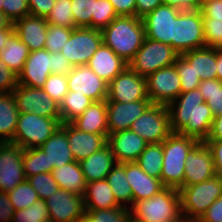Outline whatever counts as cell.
Listing matches in <instances>:
<instances>
[{
  "mask_svg": "<svg viewBox=\"0 0 222 222\" xmlns=\"http://www.w3.org/2000/svg\"><path fill=\"white\" fill-rule=\"evenodd\" d=\"M167 108L172 133L193 137L199 142L209 138L214 115L198 88L180 93Z\"/></svg>",
  "mask_w": 222,
  "mask_h": 222,
  "instance_id": "1",
  "label": "cell"
},
{
  "mask_svg": "<svg viewBox=\"0 0 222 222\" xmlns=\"http://www.w3.org/2000/svg\"><path fill=\"white\" fill-rule=\"evenodd\" d=\"M102 42L129 63L142 46L145 28L136 16H118L101 30Z\"/></svg>",
  "mask_w": 222,
  "mask_h": 222,
  "instance_id": "2",
  "label": "cell"
},
{
  "mask_svg": "<svg viewBox=\"0 0 222 222\" xmlns=\"http://www.w3.org/2000/svg\"><path fill=\"white\" fill-rule=\"evenodd\" d=\"M129 209L131 219L138 222H181L183 219L180 193L173 187H164L151 198L136 201Z\"/></svg>",
  "mask_w": 222,
  "mask_h": 222,
  "instance_id": "3",
  "label": "cell"
},
{
  "mask_svg": "<svg viewBox=\"0 0 222 222\" xmlns=\"http://www.w3.org/2000/svg\"><path fill=\"white\" fill-rule=\"evenodd\" d=\"M199 141L193 137L171 133L163 142L161 182L165 187H183L186 157Z\"/></svg>",
  "mask_w": 222,
  "mask_h": 222,
  "instance_id": "4",
  "label": "cell"
},
{
  "mask_svg": "<svg viewBox=\"0 0 222 222\" xmlns=\"http://www.w3.org/2000/svg\"><path fill=\"white\" fill-rule=\"evenodd\" d=\"M181 212L185 219H200L206 210L222 195V178L215 176L201 183L179 189Z\"/></svg>",
  "mask_w": 222,
  "mask_h": 222,
  "instance_id": "5",
  "label": "cell"
},
{
  "mask_svg": "<svg viewBox=\"0 0 222 222\" xmlns=\"http://www.w3.org/2000/svg\"><path fill=\"white\" fill-rule=\"evenodd\" d=\"M61 124V119L41 117L33 112L19 113L14 138L11 142L23 149L40 147Z\"/></svg>",
  "mask_w": 222,
  "mask_h": 222,
  "instance_id": "6",
  "label": "cell"
},
{
  "mask_svg": "<svg viewBox=\"0 0 222 222\" xmlns=\"http://www.w3.org/2000/svg\"><path fill=\"white\" fill-rule=\"evenodd\" d=\"M179 55L170 45L145 37L142 46L128 63V67L147 78L158 69L173 65Z\"/></svg>",
  "mask_w": 222,
  "mask_h": 222,
  "instance_id": "7",
  "label": "cell"
},
{
  "mask_svg": "<svg viewBox=\"0 0 222 222\" xmlns=\"http://www.w3.org/2000/svg\"><path fill=\"white\" fill-rule=\"evenodd\" d=\"M206 47L200 10H181L174 20L173 49L184 52Z\"/></svg>",
  "mask_w": 222,
  "mask_h": 222,
  "instance_id": "8",
  "label": "cell"
},
{
  "mask_svg": "<svg viewBox=\"0 0 222 222\" xmlns=\"http://www.w3.org/2000/svg\"><path fill=\"white\" fill-rule=\"evenodd\" d=\"M130 130L148 144L163 142L172 133L167 105L151 104L133 122Z\"/></svg>",
  "mask_w": 222,
  "mask_h": 222,
  "instance_id": "9",
  "label": "cell"
},
{
  "mask_svg": "<svg viewBox=\"0 0 222 222\" xmlns=\"http://www.w3.org/2000/svg\"><path fill=\"white\" fill-rule=\"evenodd\" d=\"M102 43L101 30L77 27L60 52L74 67L87 65Z\"/></svg>",
  "mask_w": 222,
  "mask_h": 222,
  "instance_id": "10",
  "label": "cell"
},
{
  "mask_svg": "<svg viewBox=\"0 0 222 222\" xmlns=\"http://www.w3.org/2000/svg\"><path fill=\"white\" fill-rule=\"evenodd\" d=\"M19 113L33 112L35 115L61 119L59 104L42 88L17 85L12 91Z\"/></svg>",
  "mask_w": 222,
  "mask_h": 222,
  "instance_id": "11",
  "label": "cell"
},
{
  "mask_svg": "<svg viewBox=\"0 0 222 222\" xmlns=\"http://www.w3.org/2000/svg\"><path fill=\"white\" fill-rule=\"evenodd\" d=\"M149 100L145 77L127 67L108 84L106 102H135Z\"/></svg>",
  "mask_w": 222,
  "mask_h": 222,
  "instance_id": "12",
  "label": "cell"
},
{
  "mask_svg": "<svg viewBox=\"0 0 222 222\" xmlns=\"http://www.w3.org/2000/svg\"><path fill=\"white\" fill-rule=\"evenodd\" d=\"M147 93L152 104L168 105L181 93V82L175 65L158 69L147 78Z\"/></svg>",
  "mask_w": 222,
  "mask_h": 222,
  "instance_id": "13",
  "label": "cell"
},
{
  "mask_svg": "<svg viewBox=\"0 0 222 222\" xmlns=\"http://www.w3.org/2000/svg\"><path fill=\"white\" fill-rule=\"evenodd\" d=\"M24 149L12 142H0V191L9 192L26 180Z\"/></svg>",
  "mask_w": 222,
  "mask_h": 222,
  "instance_id": "14",
  "label": "cell"
},
{
  "mask_svg": "<svg viewBox=\"0 0 222 222\" xmlns=\"http://www.w3.org/2000/svg\"><path fill=\"white\" fill-rule=\"evenodd\" d=\"M178 8L161 4L151 13L142 18L145 37L158 41L173 48L174 20L179 15Z\"/></svg>",
  "mask_w": 222,
  "mask_h": 222,
  "instance_id": "15",
  "label": "cell"
},
{
  "mask_svg": "<svg viewBox=\"0 0 222 222\" xmlns=\"http://www.w3.org/2000/svg\"><path fill=\"white\" fill-rule=\"evenodd\" d=\"M215 176L211 150L205 142H198L187 154L183 187L201 183Z\"/></svg>",
  "mask_w": 222,
  "mask_h": 222,
  "instance_id": "16",
  "label": "cell"
},
{
  "mask_svg": "<svg viewBox=\"0 0 222 222\" xmlns=\"http://www.w3.org/2000/svg\"><path fill=\"white\" fill-rule=\"evenodd\" d=\"M51 222H77L85 215L83 197L59 188L46 199Z\"/></svg>",
  "mask_w": 222,
  "mask_h": 222,
  "instance_id": "17",
  "label": "cell"
},
{
  "mask_svg": "<svg viewBox=\"0 0 222 222\" xmlns=\"http://www.w3.org/2000/svg\"><path fill=\"white\" fill-rule=\"evenodd\" d=\"M68 90L85 95L94 102L107 100L108 83L98 77L87 65L75 66L67 75Z\"/></svg>",
  "mask_w": 222,
  "mask_h": 222,
  "instance_id": "18",
  "label": "cell"
},
{
  "mask_svg": "<svg viewBox=\"0 0 222 222\" xmlns=\"http://www.w3.org/2000/svg\"><path fill=\"white\" fill-rule=\"evenodd\" d=\"M50 67H52L51 52L46 49L31 51L18 75V84L42 88L51 74Z\"/></svg>",
  "mask_w": 222,
  "mask_h": 222,
  "instance_id": "19",
  "label": "cell"
},
{
  "mask_svg": "<svg viewBox=\"0 0 222 222\" xmlns=\"http://www.w3.org/2000/svg\"><path fill=\"white\" fill-rule=\"evenodd\" d=\"M150 100L135 102H107V120L109 135L129 130L133 122L151 105Z\"/></svg>",
  "mask_w": 222,
  "mask_h": 222,
  "instance_id": "20",
  "label": "cell"
},
{
  "mask_svg": "<svg viewBox=\"0 0 222 222\" xmlns=\"http://www.w3.org/2000/svg\"><path fill=\"white\" fill-rule=\"evenodd\" d=\"M107 144L117 163H124L135 162L148 143L129 129L108 135Z\"/></svg>",
  "mask_w": 222,
  "mask_h": 222,
  "instance_id": "21",
  "label": "cell"
},
{
  "mask_svg": "<svg viewBox=\"0 0 222 222\" xmlns=\"http://www.w3.org/2000/svg\"><path fill=\"white\" fill-rule=\"evenodd\" d=\"M15 33L29 51L45 49L48 22L46 18L27 15L14 23Z\"/></svg>",
  "mask_w": 222,
  "mask_h": 222,
  "instance_id": "22",
  "label": "cell"
},
{
  "mask_svg": "<svg viewBox=\"0 0 222 222\" xmlns=\"http://www.w3.org/2000/svg\"><path fill=\"white\" fill-rule=\"evenodd\" d=\"M125 174L133 193V203L149 199L165 187L161 179L147 175L136 162H125Z\"/></svg>",
  "mask_w": 222,
  "mask_h": 222,
  "instance_id": "23",
  "label": "cell"
},
{
  "mask_svg": "<svg viewBox=\"0 0 222 222\" xmlns=\"http://www.w3.org/2000/svg\"><path fill=\"white\" fill-rule=\"evenodd\" d=\"M87 66L108 84L127 67L128 63L103 43L96 50Z\"/></svg>",
  "mask_w": 222,
  "mask_h": 222,
  "instance_id": "24",
  "label": "cell"
},
{
  "mask_svg": "<svg viewBox=\"0 0 222 222\" xmlns=\"http://www.w3.org/2000/svg\"><path fill=\"white\" fill-rule=\"evenodd\" d=\"M108 135L84 133L67 123L68 144L75 161L80 162L107 144Z\"/></svg>",
  "mask_w": 222,
  "mask_h": 222,
  "instance_id": "25",
  "label": "cell"
},
{
  "mask_svg": "<svg viewBox=\"0 0 222 222\" xmlns=\"http://www.w3.org/2000/svg\"><path fill=\"white\" fill-rule=\"evenodd\" d=\"M39 148L47 154L48 172L75 161L68 144L67 123H62Z\"/></svg>",
  "mask_w": 222,
  "mask_h": 222,
  "instance_id": "26",
  "label": "cell"
},
{
  "mask_svg": "<svg viewBox=\"0 0 222 222\" xmlns=\"http://www.w3.org/2000/svg\"><path fill=\"white\" fill-rule=\"evenodd\" d=\"M79 164L86 182L89 183L105 179L107 174L117 164V161L110 146L106 144L100 150L80 161Z\"/></svg>",
  "mask_w": 222,
  "mask_h": 222,
  "instance_id": "27",
  "label": "cell"
},
{
  "mask_svg": "<svg viewBox=\"0 0 222 222\" xmlns=\"http://www.w3.org/2000/svg\"><path fill=\"white\" fill-rule=\"evenodd\" d=\"M71 124L84 133L109 135L106 100L93 102Z\"/></svg>",
  "mask_w": 222,
  "mask_h": 222,
  "instance_id": "28",
  "label": "cell"
},
{
  "mask_svg": "<svg viewBox=\"0 0 222 222\" xmlns=\"http://www.w3.org/2000/svg\"><path fill=\"white\" fill-rule=\"evenodd\" d=\"M190 65L193 72L199 76L201 81L217 79V48L203 47L181 54Z\"/></svg>",
  "mask_w": 222,
  "mask_h": 222,
  "instance_id": "29",
  "label": "cell"
},
{
  "mask_svg": "<svg viewBox=\"0 0 222 222\" xmlns=\"http://www.w3.org/2000/svg\"><path fill=\"white\" fill-rule=\"evenodd\" d=\"M85 210L110 209L123 207L115 199V196L106 179L87 183L83 196Z\"/></svg>",
  "mask_w": 222,
  "mask_h": 222,
  "instance_id": "30",
  "label": "cell"
},
{
  "mask_svg": "<svg viewBox=\"0 0 222 222\" xmlns=\"http://www.w3.org/2000/svg\"><path fill=\"white\" fill-rule=\"evenodd\" d=\"M51 173L59 188L84 196L87 182L79 162L73 161L69 164H64L61 167L54 168Z\"/></svg>",
  "mask_w": 222,
  "mask_h": 222,
  "instance_id": "31",
  "label": "cell"
},
{
  "mask_svg": "<svg viewBox=\"0 0 222 222\" xmlns=\"http://www.w3.org/2000/svg\"><path fill=\"white\" fill-rule=\"evenodd\" d=\"M19 111L13 93H0V142H11L17 127Z\"/></svg>",
  "mask_w": 222,
  "mask_h": 222,
  "instance_id": "32",
  "label": "cell"
},
{
  "mask_svg": "<svg viewBox=\"0 0 222 222\" xmlns=\"http://www.w3.org/2000/svg\"><path fill=\"white\" fill-rule=\"evenodd\" d=\"M29 49L14 32L0 52V59L6 63L17 76L21 73L23 66L29 56Z\"/></svg>",
  "mask_w": 222,
  "mask_h": 222,
  "instance_id": "33",
  "label": "cell"
},
{
  "mask_svg": "<svg viewBox=\"0 0 222 222\" xmlns=\"http://www.w3.org/2000/svg\"><path fill=\"white\" fill-rule=\"evenodd\" d=\"M115 196L116 201L123 207L127 203L133 205V193L125 174V162L117 163L105 178ZM125 202V203H123Z\"/></svg>",
  "mask_w": 222,
  "mask_h": 222,
  "instance_id": "34",
  "label": "cell"
},
{
  "mask_svg": "<svg viewBox=\"0 0 222 222\" xmlns=\"http://www.w3.org/2000/svg\"><path fill=\"white\" fill-rule=\"evenodd\" d=\"M94 101L76 91H69L59 105L61 123H71L78 118Z\"/></svg>",
  "mask_w": 222,
  "mask_h": 222,
  "instance_id": "35",
  "label": "cell"
},
{
  "mask_svg": "<svg viewBox=\"0 0 222 222\" xmlns=\"http://www.w3.org/2000/svg\"><path fill=\"white\" fill-rule=\"evenodd\" d=\"M135 162L147 175L161 179L163 167L162 142L147 144L145 150Z\"/></svg>",
  "mask_w": 222,
  "mask_h": 222,
  "instance_id": "36",
  "label": "cell"
},
{
  "mask_svg": "<svg viewBox=\"0 0 222 222\" xmlns=\"http://www.w3.org/2000/svg\"><path fill=\"white\" fill-rule=\"evenodd\" d=\"M198 89L213 115L222 114V81L218 79L201 81Z\"/></svg>",
  "mask_w": 222,
  "mask_h": 222,
  "instance_id": "37",
  "label": "cell"
},
{
  "mask_svg": "<svg viewBox=\"0 0 222 222\" xmlns=\"http://www.w3.org/2000/svg\"><path fill=\"white\" fill-rule=\"evenodd\" d=\"M23 167L26 178L39 173H48L47 154L39 147L24 149Z\"/></svg>",
  "mask_w": 222,
  "mask_h": 222,
  "instance_id": "38",
  "label": "cell"
},
{
  "mask_svg": "<svg viewBox=\"0 0 222 222\" xmlns=\"http://www.w3.org/2000/svg\"><path fill=\"white\" fill-rule=\"evenodd\" d=\"M8 195L15 211L25 209L39 200L37 192L27 180L9 191Z\"/></svg>",
  "mask_w": 222,
  "mask_h": 222,
  "instance_id": "39",
  "label": "cell"
},
{
  "mask_svg": "<svg viewBox=\"0 0 222 222\" xmlns=\"http://www.w3.org/2000/svg\"><path fill=\"white\" fill-rule=\"evenodd\" d=\"M46 21L49 24H54L61 27L72 29L77 28L74 23L71 0L55 2V5L47 16Z\"/></svg>",
  "mask_w": 222,
  "mask_h": 222,
  "instance_id": "40",
  "label": "cell"
},
{
  "mask_svg": "<svg viewBox=\"0 0 222 222\" xmlns=\"http://www.w3.org/2000/svg\"><path fill=\"white\" fill-rule=\"evenodd\" d=\"M49 219V211L46 200L39 199L33 205L16 210L12 222H42Z\"/></svg>",
  "mask_w": 222,
  "mask_h": 222,
  "instance_id": "41",
  "label": "cell"
},
{
  "mask_svg": "<svg viewBox=\"0 0 222 222\" xmlns=\"http://www.w3.org/2000/svg\"><path fill=\"white\" fill-rule=\"evenodd\" d=\"M85 214L93 222H131V214L128 207H113L110 209L85 210Z\"/></svg>",
  "mask_w": 222,
  "mask_h": 222,
  "instance_id": "42",
  "label": "cell"
},
{
  "mask_svg": "<svg viewBox=\"0 0 222 222\" xmlns=\"http://www.w3.org/2000/svg\"><path fill=\"white\" fill-rule=\"evenodd\" d=\"M95 2L97 0H71L76 27L91 28L92 17H95Z\"/></svg>",
  "mask_w": 222,
  "mask_h": 222,
  "instance_id": "43",
  "label": "cell"
},
{
  "mask_svg": "<svg viewBox=\"0 0 222 222\" xmlns=\"http://www.w3.org/2000/svg\"><path fill=\"white\" fill-rule=\"evenodd\" d=\"M181 82V93L197 89L201 79L193 72L192 65L182 56L179 55L174 63Z\"/></svg>",
  "mask_w": 222,
  "mask_h": 222,
  "instance_id": "44",
  "label": "cell"
},
{
  "mask_svg": "<svg viewBox=\"0 0 222 222\" xmlns=\"http://www.w3.org/2000/svg\"><path fill=\"white\" fill-rule=\"evenodd\" d=\"M26 180L37 192L38 197L41 200H46L59 189V186L53 178L51 172L39 173L32 177L26 178Z\"/></svg>",
  "mask_w": 222,
  "mask_h": 222,
  "instance_id": "45",
  "label": "cell"
},
{
  "mask_svg": "<svg viewBox=\"0 0 222 222\" xmlns=\"http://www.w3.org/2000/svg\"><path fill=\"white\" fill-rule=\"evenodd\" d=\"M72 28L61 27L54 24L48 23L45 49L49 52H60L62 47L69 40Z\"/></svg>",
  "mask_w": 222,
  "mask_h": 222,
  "instance_id": "46",
  "label": "cell"
},
{
  "mask_svg": "<svg viewBox=\"0 0 222 222\" xmlns=\"http://www.w3.org/2000/svg\"><path fill=\"white\" fill-rule=\"evenodd\" d=\"M118 17L109 0H97L95 2V17H92L91 28L102 30Z\"/></svg>",
  "mask_w": 222,
  "mask_h": 222,
  "instance_id": "47",
  "label": "cell"
},
{
  "mask_svg": "<svg viewBox=\"0 0 222 222\" xmlns=\"http://www.w3.org/2000/svg\"><path fill=\"white\" fill-rule=\"evenodd\" d=\"M42 89L59 105L69 92L67 75L50 74Z\"/></svg>",
  "mask_w": 222,
  "mask_h": 222,
  "instance_id": "48",
  "label": "cell"
},
{
  "mask_svg": "<svg viewBox=\"0 0 222 222\" xmlns=\"http://www.w3.org/2000/svg\"><path fill=\"white\" fill-rule=\"evenodd\" d=\"M2 13L14 23L16 20L29 15L28 0H1Z\"/></svg>",
  "mask_w": 222,
  "mask_h": 222,
  "instance_id": "49",
  "label": "cell"
},
{
  "mask_svg": "<svg viewBox=\"0 0 222 222\" xmlns=\"http://www.w3.org/2000/svg\"><path fill=\"white\" fill-rule=\"evenodd\" d=\"M202 19L206 47H215L222 40V20Z\"/></svg>",
  "mask_w": 222,
  "mask_h": 222,
  "instance_id": "50",
  "label": "cell"
},
{
  "mask_svg": "<svg viewBox=\"0 0 222 222\" xmlns=\"http://www.w3.org/2000/svg\"><path fill=\"white\" fill-rule=\"evenodd\" d=\"M18 85V76L0 59V93H12Z\"/></svg>",
  "mask_w": 222,
  "mask_h": 222,
  "instance_id": "51",
  "label": "cell"
},
{
  "mask_svg": "<svg viewBox=\"0 0 222 222\" xmlns=\"http://www.w3.org/2000/svg\"><path fill=\"white\" fill-rule=\"evenodd\" d=\"M29 15L47 18L55 5V0H28Z\"/></svg>",
  "mask_w": 222,
  "mask_h": 222,
  "instance_id": "52",
  "label": "cell"
},
{
  "mask_svg": "<svg viewBox=\"0 0 222 222\" xmlns=\"http://www.w3.org/2000/svg\"><path fill=\"white\" fill-rule=\"evenodd\" d=\"M52 67H50L51 74H63L68 75L74 66L68 61V59L62 54V52H51Z\"/></svg>",
  "mask_w": 222,
  "mask_h": 222,
  "instance_id": "53",
  "label": "cell"
},
{
  "mask_svg": "<svg viewBox=\"0 0 222 222\" xmlns=\"http://www.w3.org/2000/svg\"><path fill=\"white\" fill-rule=\"evenodd\" d=\"M205 143L213 155L216 176L222 178V139H207Z\"/></svg>",
  "mask_w": 222,
  "mask_h": 222,
  "instance_id": "54",
  "label": "cell"
},
{
  "mask_svg": "<svg viewBox=\"0 0 222 222\" xmlns=\"http://www.w3.org/2000/svg\"><path fill=\"white\" fill-rule=\"evenodd\" d=\"M202 18L222 20V0H214L200 7Z\"/></svg>",
  "mask_w": 222,
  "mask_h": 222,
  "instance_id": "55",
  "label": "cell"
},
{
  "mask_svg": "<svg viewBox=\"0 0 222 222\" xmlns=\"http://www.w3.org/2000/svg\"><path fill=\"white\" fill-rule=\"evenodd\" d=\"M14 213L8 192L0 191V222H12Z\"/></svg>",
  "mask_w": 222,
  "mask_h": 222,
  "instance_id": "56",
  "label": "cell"
},
{
  "mask_svg": "<svg viewBox=\"0 0 222 222\" xmlns=\"http://www.w3.org/2000/svg\"><path fill=\"white\" fill-rule=\"evenodd\" d=\"M199 220L201 222H222V195L214 201Z\"/></svg>",
  "mask_w": 222,
  "mask_h": 222,
  "instance_id": "57",
  "label": "cell"
},
{
  "mask_svg": "<svg viewBox=\"0 0 222 222\" xmlns=\"http://www.w3.org/2000/svg\"><path fill=\"white\" fill-rule=\"evenodd\" d=\"M118 16H136V0H109Z\"/></svg>",
  "mask_w": 222,
  "mask_h": 222,
  "instance_id": "58",
  "label": "cell"
},
{
  "mask_svg": "<svg viewBox=\"0 0 222 222\" xmlns=\"http://www.w3.org/2000/svg\"><path fill=\"white\" fill-rule=\"evenodd\" d=\"M161 4L163 0H136V17L142 19Z\"/></svg>",
  "mask_w": 222,
  "mask_h": 222,
  "instance_id": "59",
  "label": "cell"
},
{
  "mask_svg": "<svg viewBox=\"0 0 222 222\" xmlns=\"http://www.w3.org/2000/svg\"><path fill=\"white\" fill-rule=\"evenodd\" d=\"M163 4L179 10H198V0H163Z\"/></svg>",
  "mask_w": 222,
  "mask_h": 222,
  "instance_id": "60",
  "label": "cell"
},
{
  "mask_svg": "<svg viewBox=\"0 0 222 222\" xmlns=\"http://www.w3.org/2000/svg\"><path fill=\"white\" fill-rule=\"evenodd\" d=\"M208 139H222V114L214 116L211 133Z\"/></svg>",
  "mask_w": 222,
  "mask_h": 222,
  "instance_id": "61",
  "label": "cell"
},
{
  "mask_svg": "<svg viewBox=\"0 0 222 222\" xmlns=\"http://www.w3.org/2000/svg\"><path fill=\"white\" fill-rule=\"evenodd\" d=\"M15 32V29L0 30V52L4 49L9 37Z\"/></svg>",
  "mask_w": 222,
  "mask_h": 222,
  "instance_id": "62",
  "label": "cell"
},
{
  "mask_svg": "<svg viewBox=\"0 0 222 222\" xmlns=\"http://www.w3.org/2000/svg\"><path fill=\"white\" fill-rule=\"evenodd\" d=\"M15 29L13 23L3 14L0 13V30Z\"/></svg>",
  "mask_w": 222,
  "mask_h": 222,
  "instance_id": "63",
  "label": "cell"
},
{
  "mask_svg": "<svg viewBox=\"0 0 222 222\" xmlns=\"http://www.w3.org/2000/svg\"><path fill=\"white\" fill-rule=\"evenodd\" d=\"M217 79L222 81V50L217 49Z\"/></svg>",
  "mask_w": 222,
  "mask_h": 222,
  "instance_id": "64",
  "label": "cell"
},
{
  "mask_svg": "<svg viewBox=\"0 0 222 222\" xmlns=\"http://www.w3.org/2000/svg\"><path fill=\"white\" fill-rule=\"evenodd\" d=\"M211 1H214V0H198V10H200L201 6Z\"/></svg>",
  "mask_w": 222,
  "mask_h": 222,
  "instance_id": "65",
  "label": "cell"
},
{
  "mask_svg": "<svg viewBox=\"0 0 222 222\" xmlns=\"http://www.w3.org/2000/svg\"><path fill=\"white\" fill-rule=\"evenodd\" d=\"M77 222H93L86 214Z\"/></svg>",
  "mask_w": 222,
  "mask_h": 222,
  "instance_id": "66",
  "label": "cell"
},
{
  "mask_svg": "<svg viewBox=\"0 0 222 222\" xmlns=\"http://www.w3.org/2000/svg\"><path fill=\"white\" fill-rule=\"evenodd\" d=\"M181 222H201L199 219H185L183 218Z\"/></svg>",
  "mask_w": 222,
  "mask_h": 222,
  "instance_id": "67",
  "label": "cell"
},
{
  "mask_svg": "<svg viewBox=\"0 0 222 222\" xmlns=\"http://www.w3.org/2000/svg\"><path fill=\"white\" fill-rule=\"evenodd\" d=\"M215 47L222 50V40Z\"/></svg>",
  "mask_w": 222,
  "mask_h": 222,
  "instance_id": "68",
  "label": "cell"
},
{
  "mask_svg": "<svg viewBox=\"0 0 222 222\" xmlns=\"http://www.w3.org/2000/svg\"><path fill=\"white\" fill-rule=\"evenodd\" d=\"M0 13H2L1 0H0Z\"/></svg>",
  "mask_w": 222,
  "mask_h": 222,
  "instance_id": "69",
  "label": "cell"
}]
</instances>
